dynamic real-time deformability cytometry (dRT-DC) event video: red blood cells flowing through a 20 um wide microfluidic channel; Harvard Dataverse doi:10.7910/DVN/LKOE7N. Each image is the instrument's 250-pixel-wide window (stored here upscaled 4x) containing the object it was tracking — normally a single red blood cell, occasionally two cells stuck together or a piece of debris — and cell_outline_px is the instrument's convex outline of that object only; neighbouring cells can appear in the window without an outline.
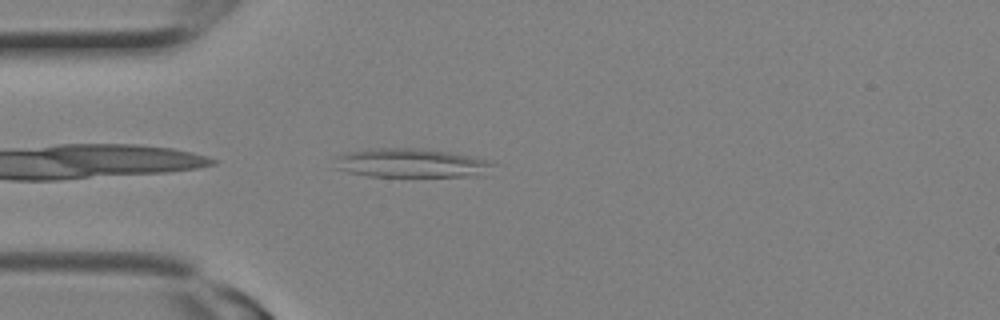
{"species": "Egyptian fruit bat (a non-hibernating species)", "species_latin": "Rousettus aegyptiacus", "temperature_condition": "room temperature", "stored_images_in_passage": 9, "camera_frame_rate_fps": 3000, "um_per_image_px": 0.085, "animal": {"sex": "female"}, "frame": {"image": 1, "passage_image": 7, "time_ms": 2.0, "image_size_px": [1000, 320], "cell_outline_px": [[500, 164], [488, 176], [368, 176], [348, 172], [336, 168], [336, 156], [348, 152], [376, 148], [420, 148], [448, 152], [472, 156], [492, 160]], "centroid_in_image_um": [35.13, 13.87], "position_along_channel_um": 49.9, "area_um2": 27.22}}